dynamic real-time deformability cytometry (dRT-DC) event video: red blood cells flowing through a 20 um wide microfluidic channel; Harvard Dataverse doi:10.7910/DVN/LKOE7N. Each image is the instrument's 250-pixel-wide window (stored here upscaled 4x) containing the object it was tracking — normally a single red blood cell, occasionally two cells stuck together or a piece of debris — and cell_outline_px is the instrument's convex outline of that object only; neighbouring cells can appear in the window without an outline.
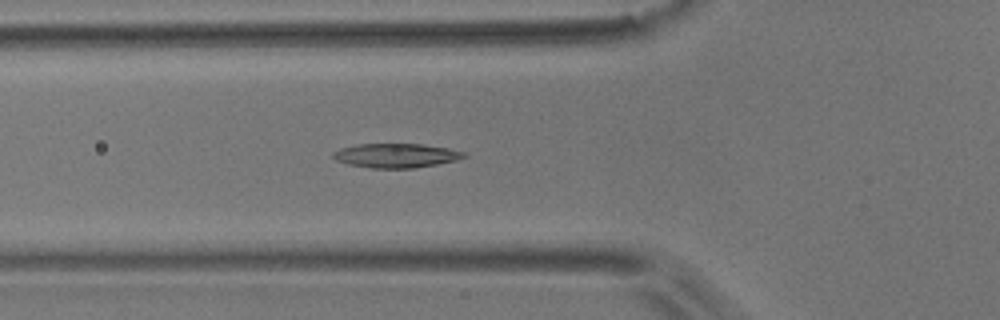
{"species": "common noctule bat (a hibernating species)", "species_latin": "Nyctalus noctula", "temperature_condition": "room temperature", "stored_images_in_passage": 22, "camera_frame_rate_fps": 3000, "um_per_image_px": 0.085, "animal": {"sex": "male", "body_mass_g": 17.9}, "frame": {"image": 1, "passage_image": 19, "time_ms": 6.0, "image_size_px": [1000, 320], "cell_outline_px": [[468, 156], [456, 160], [416, 168], [372, 168], [348, 164], [336, 160], [332, 156], [332, 152], [340, 148], [356, 144], [424, 144], [448, 148], [464, 152]], "centroid_in_image_um": [33.65, 13.22], "position_along_channel_um": 92.1, "area_um2": 18.5}}
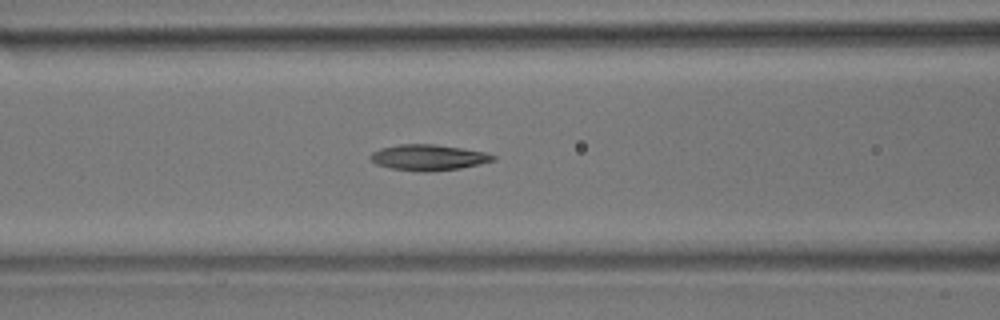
{"frame": {"image": 2, "passage_image": 22, "time_ms": 7.0, "image_size_px": [1000, 320], "cell_outline_px": [[496, 160], [480, 164], [460, 168], [428, 172], [424, 172], [388, 168], [376, 164], [368, 156], [372, 152], [380, 148], [400, 144], [432, 144], [460, 148], [484, 152], [496, 156]], "centroid_in_image_um": [36.38, 13.39], "position_along_channel_um": 130.2, "area_um2": 18.44}}